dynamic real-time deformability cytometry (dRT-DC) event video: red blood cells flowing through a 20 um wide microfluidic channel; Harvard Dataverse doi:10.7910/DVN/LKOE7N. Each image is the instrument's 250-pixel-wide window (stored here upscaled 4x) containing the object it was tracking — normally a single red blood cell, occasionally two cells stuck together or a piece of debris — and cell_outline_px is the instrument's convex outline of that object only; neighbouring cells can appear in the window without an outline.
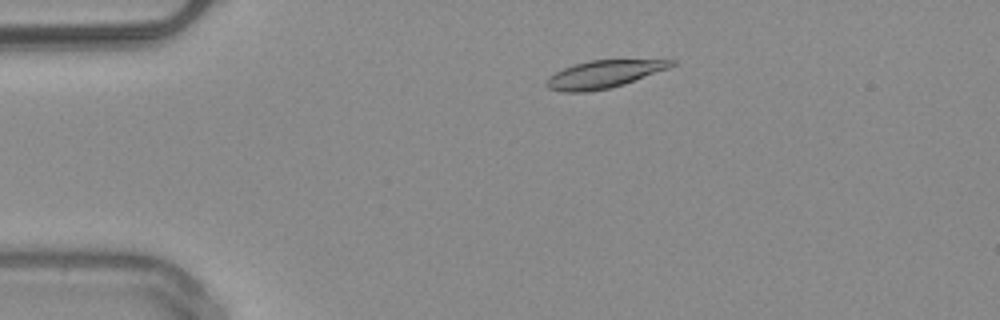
{"species": "common noctule bat (a hibernating species)", "species_latin": "Nyctalus noctula", "temperature_condition": "warm", "stored_images_in_passage": 48, "camera_frame_rate_fps": 3000, "um_per_image_px": 0.085, "animal": {"sex": "male", "body_mass_g": 20.4}, "frame": {"image": 1, "passage_image": 8, "time_ms": 2.333, "image_size_px": [1000, 320], "cell_outline_px": [[676, 64], [668, 68], [624, 84], [608, 88], [588, 92], [564, 92], [548, 88], [544, 84], [544, 80], [548, 76], [564, 68], [588, 60], [676, 60]], "centroid_in_image_um": [51.26, 6.31], "position_along_channel_um": 33.7, "area_um2": 19.94}}
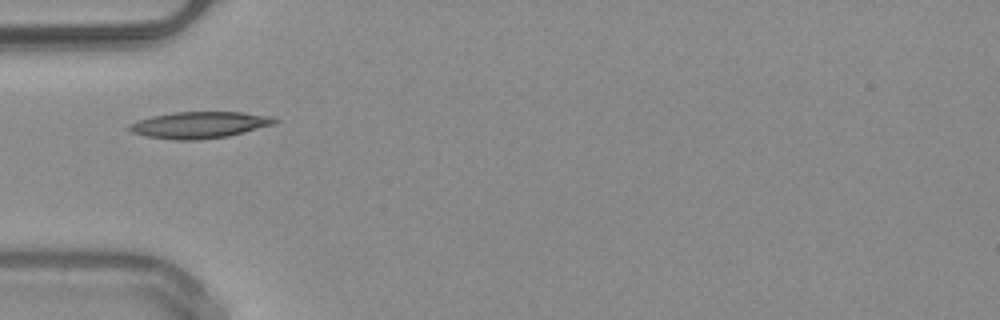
{"frame": {"image": 2, "passage_image": 14, "time_ms": 4.333, "image_size_px": [1000, 320], "cell_outline_px": [[280, 120], [276, 124], [228, 136], [196, 140], [176, 140], [144, 136], [132, 132], [128, 128], [128, 124], [152, 116], [172, 112], [240, 112], [272, 116]], "centroid_in_image_um": [16.98, 10.62], "position_along_channel_um": 68.0, "area_um2": 22.54}}
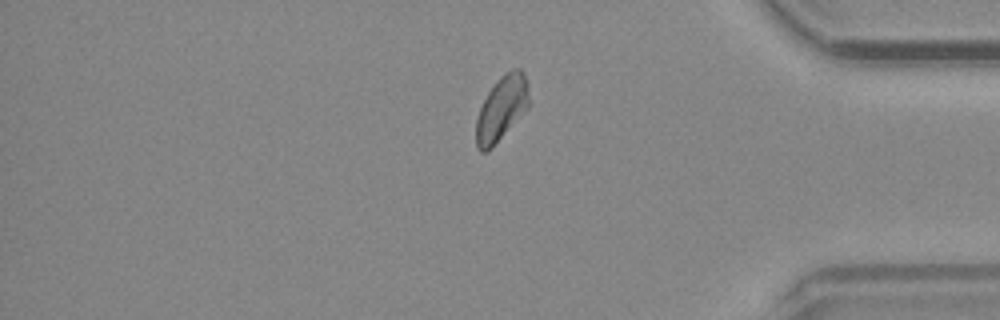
{"frame": {"image": 3, "passage_image": 40, "time_ms": 13.0, "image_size_px": [1000, 320], "cell_outline_px": [[528, 108], [492, 148], [484, 152], [480, 152], [476, 148], [476, 120], [480, 108], [488, 92], [496, 80], [500, 76], [512, 68], [520, 68], [524, 72], [528, 92]], "centroid_in_image_um": [42.62, 9.22], "position_along_channel_um": 392.6, "area_um2": 19.83}, "authors_computed_cell_mechanics": {"area_um2": 19.9699, "velocity_mm_per_s": 4.009, "shape_relaxation_time_tau1_ms": 5.6751, "shape_relaxation_time_tau2_ms": null, "deformation_change_tau1": 0.1544, "deformation_change_tau2": null}}